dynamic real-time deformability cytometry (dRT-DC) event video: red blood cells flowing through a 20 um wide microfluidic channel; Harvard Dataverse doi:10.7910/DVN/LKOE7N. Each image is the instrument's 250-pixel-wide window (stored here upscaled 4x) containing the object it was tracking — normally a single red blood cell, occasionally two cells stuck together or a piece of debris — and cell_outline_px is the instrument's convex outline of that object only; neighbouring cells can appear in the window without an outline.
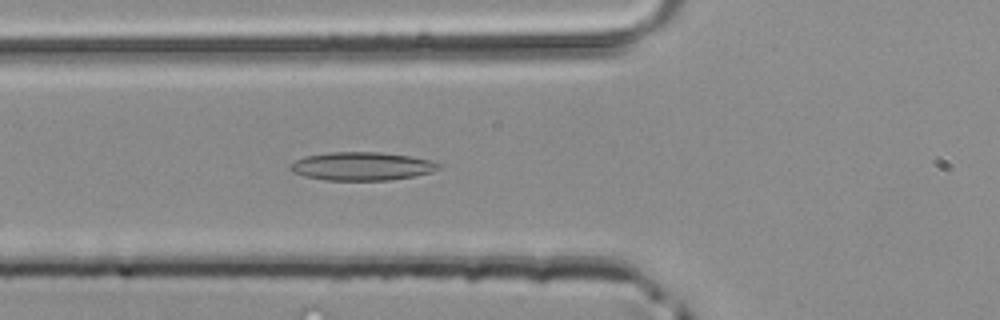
{"species": "common noctule bat (a hibernating species)", "species_latin": "Nyctalus noctula", "temperature_condition": "room temperature", "stored_images_in_passage": 45, "camera_frame_rate_fps": 3000, "um_per_image_px": 0.085, "animal": {"sex": "male", "body_mass_g": 20.4}, "frame": {"image": 1, "passage_image": 16, "time_ms": 5.0, "image_size_px": [1000, 320], "cell_outline_px": [[440, 168], [432, 172], [416, 176], [392, 180], [324, 180], [304, 176], [292, 172], [288, 168], [288, 164], [304, 156], [332, 152], [380, 152], [408, 156], [432, 160], [440, 164]], "centroid_in_image_um": [30.74, 14.13], "position_along_channel_um": 95.1, "area_um2": 24.68}}
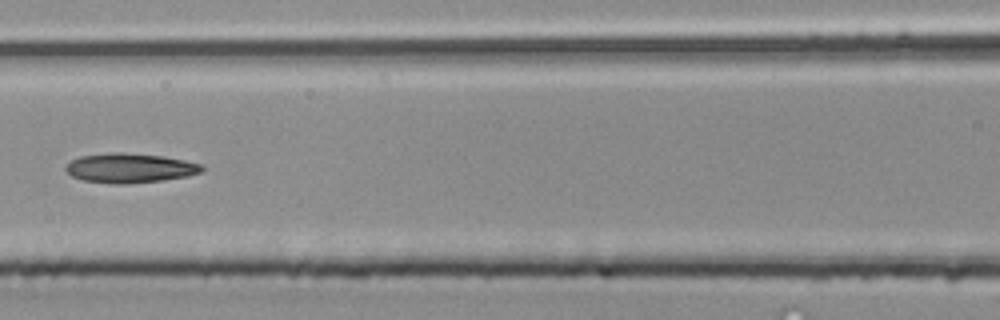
{"frame": {"image": 2, "passage_image": 20, "time_ms": 6.333, "image_size_px": [1000, 320], "cell_outline_px": [[204, 168], [200, 172], [188, 176], [164, 180], [124, 184], [112, 184], [84, 180], [72, 176], [64, 168], [72, 160], [80, 156], [108, 152], [124, 152], [160, 156], [184, 160], [200, 164]], "centroid_in_image_um": [11.02, 14.28], "position_along_channel_um": 155.6, "area_um2": 23.29}}
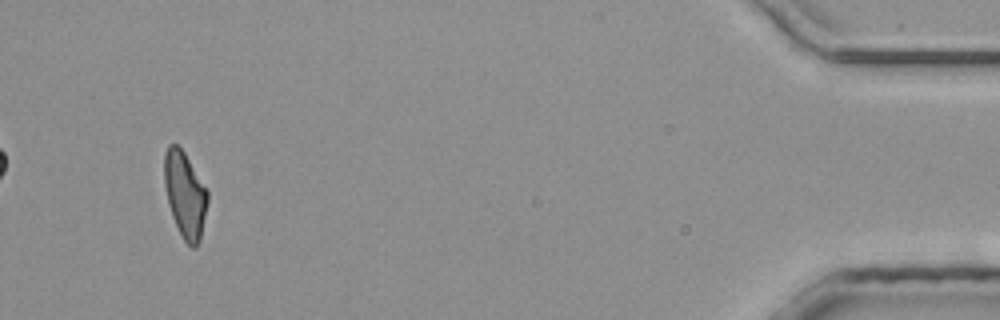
{"frame": {"image": 3, "passage_image": 43, "time_ms": 14.0, "image_size_px": [1000, 320], "cell_outline_px": [[208, 200], [200, 240], [196, 248], [192, 248], [184, 240], [172, 216], [168, 204], [164, 184], [164, 152], [168, 144], [176, 144], [184, 152], [208, 192]], "centroid_in_image_um": [15.71, 16.54], "position_along_channel_um": 419.5, "area_um2": 21.5}}